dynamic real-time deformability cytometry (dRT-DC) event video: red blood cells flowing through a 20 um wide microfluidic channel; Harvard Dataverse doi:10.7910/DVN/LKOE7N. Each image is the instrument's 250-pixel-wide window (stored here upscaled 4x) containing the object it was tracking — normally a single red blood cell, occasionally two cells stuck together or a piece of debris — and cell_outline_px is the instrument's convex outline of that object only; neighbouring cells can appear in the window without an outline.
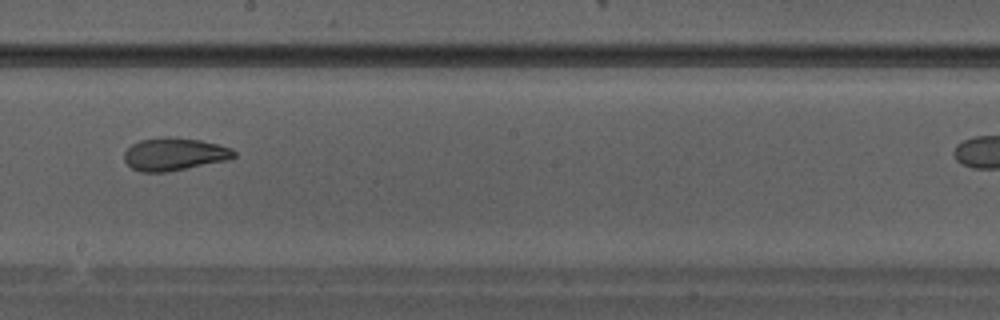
{"species": "Egyptian fruit bat (a non-hibernating species)", "species_latin": "Rousettus aegyptiacus", "temperature_condition": "warm", "stored_images_in_passage": 23, "camera_frame_rate_fps": 3000, "um_per_image_px": 0.085, "animal": {"sex": "male"}, "frame": {"image": 1, "passage_image": 14, "time_ms": 4.333, "image_size_px": [1000, 320], "cell_outline_px": [[236, 156], [232, 160], [168, 172], [140, 172], [132, 168], [124, 160], [124, 152], [132, 144], [140, 140], [160, 136], [168, 136], [200, 140], [232, 148], [236, 152]], "centroid_in_image_um": [14.85, 13.11], "position_along_channel_um": 233.4, "area_um2": 21.33}}